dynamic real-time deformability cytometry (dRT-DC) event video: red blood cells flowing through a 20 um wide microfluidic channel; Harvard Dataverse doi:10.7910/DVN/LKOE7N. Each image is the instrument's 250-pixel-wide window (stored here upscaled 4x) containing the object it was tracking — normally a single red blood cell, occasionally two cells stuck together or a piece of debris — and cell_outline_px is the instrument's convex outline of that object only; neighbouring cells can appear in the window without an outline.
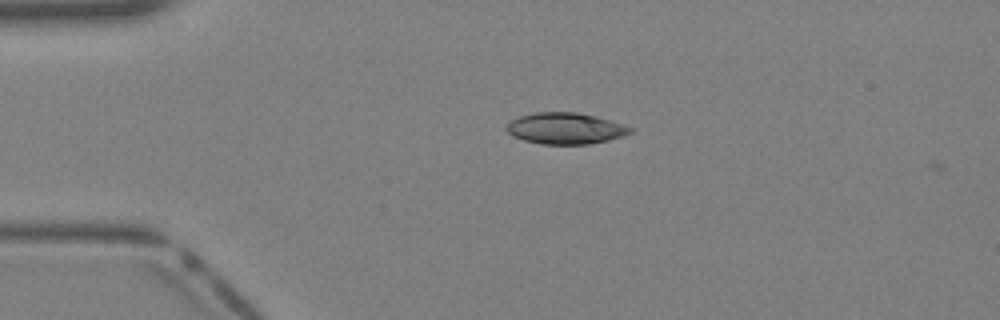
{"species": "Egyptian fruit bat (a non-hibernating species)", "species_latin": "Rousettus aegyptiacus", "temperature_condition": "warm", "stored_images_in_passage": 2, "camera_frame_rate_fps": 3000, "um_per_image_px": 0.085, "animal": {"sex": "female"}, "frame": {"image": 1, "passage_image": 1, "time_ms": 0.0, "image_size_px": [1000, 320], "cell_outline_px": [[632, 132], [624, 136], [608, 140], [588, 144], [540, 144], [524, 140], [512, 136], [504, 128], [512, 120], [520, 116], [536, 112], [576, 112], [596, 116], [632, 128]], "centroid_in_image_um": [48.03, 10.92], "position_along_channel_um": 37.0, "area_um2": 22.43}}